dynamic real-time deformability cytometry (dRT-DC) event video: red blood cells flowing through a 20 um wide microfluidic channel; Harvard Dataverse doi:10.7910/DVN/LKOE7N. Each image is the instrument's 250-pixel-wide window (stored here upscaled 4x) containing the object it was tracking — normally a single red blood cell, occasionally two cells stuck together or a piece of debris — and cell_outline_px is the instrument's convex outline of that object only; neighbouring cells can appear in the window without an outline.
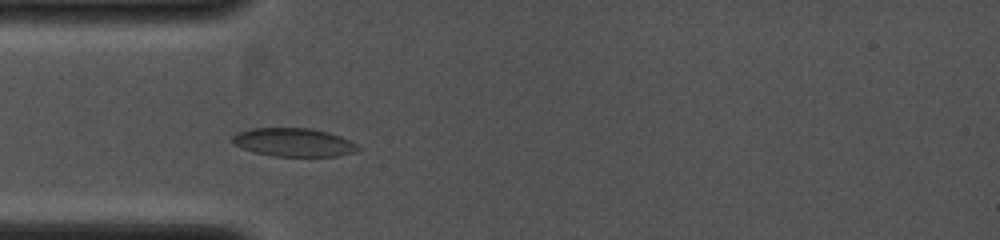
{"species": "common noctule bat (a hibernating species)", "species_latin": "Nyctalus noctula", "temperature_condition": "cold", "stored_images_in_passage": 5, "camera_frame_rate_fps": 4000, "um_per_image_px": 0.085, "animal": {"sex": "female", "body_mass_g": 19.0, "forearm_length_mm": 53.3}, "frame": {"image": 1, "passage_image": 4, "time_ms": 2.25, "image_size_px": [1000, 240], "cell_outline_px": [[360, 148], [356, 152], [336, 156], [272, 156], [256, 152], [232, 144], [232, 136], [240, 132], [252, 128], [308, 128], [340, 136], [356, 144]], "centroid_in_image_um": [24.95, 12.1], "position_along_channel_um": 60.0, "area_um2": 20.46}}